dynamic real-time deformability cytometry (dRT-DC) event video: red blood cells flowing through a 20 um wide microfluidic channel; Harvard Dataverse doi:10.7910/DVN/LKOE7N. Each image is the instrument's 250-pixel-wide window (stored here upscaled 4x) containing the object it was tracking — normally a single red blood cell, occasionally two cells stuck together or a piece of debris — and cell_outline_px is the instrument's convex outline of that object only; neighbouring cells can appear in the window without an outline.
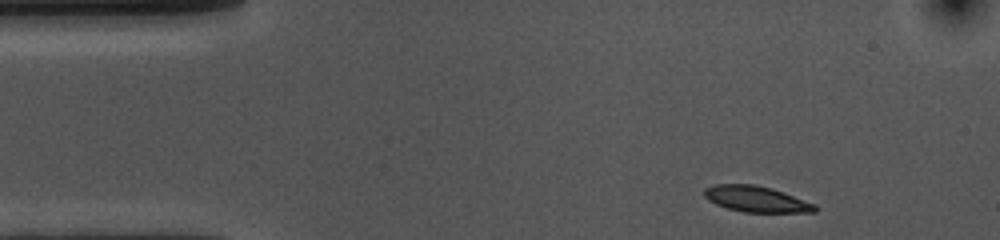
{"species": "common noctule bat (a hibernating species)", "species_latin": "Nyctalus noctula", "temperature_condition": "cold", "stored_images_in_passage": 49, "camera_frame_rate_fps": 3000, "um_per_image_px": 0.085, "animal": {"sex": "female", "body_mass_g": 10.0, "forearm_length_mm": 53.1}, "frame": {"image": 1, "passage_image": 1, "time_ms": 0.0, "image_size_px": [1000, 240], "cell_outline_px": [[820, 208], [816, 212], [744, 212], [728, 208], [716, 204], [708, 200], [704, 196], [704, 188], [716, 184], [752, 184], [772, 188], [784, 192], [816, 204]], "centroid_in_image_um": [64.31, 16.92], "position_along_channel_um": 20.7, "area_um2": 16.82}}
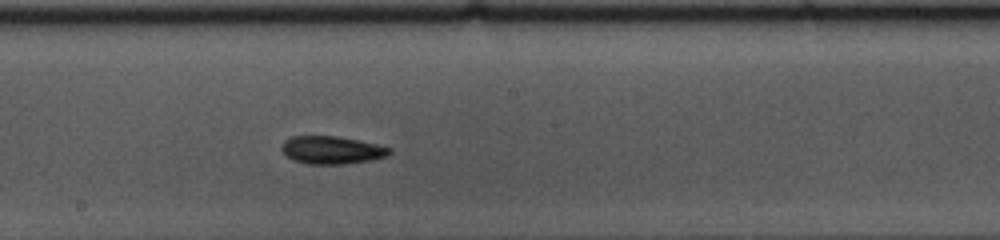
{"frame": {"image": 2, "passage_image": 23, "time_ms": 7.333, "image_size_px": [1000, 240], "cell_outline_px": [[392, 152], [388, 156], [372, 160], [344, 164], [308, 164], [292, 160], [280, 148], [284, 140], [292, 136], [336, 136], [376, 144], [392, 148]], "centroid_in_image_um": [28.21, 12.76], "position_along_channel_um": 220.0, "area_um2": 17.51}}
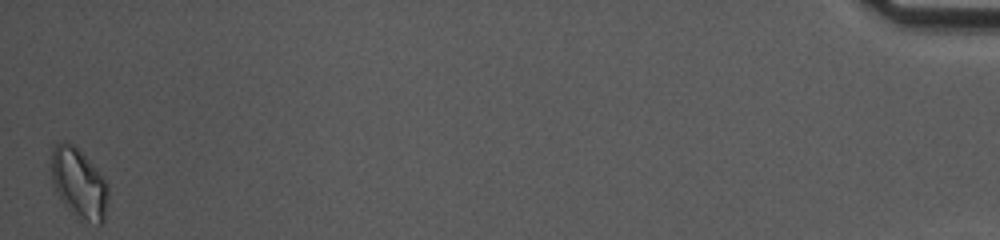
{"frame": {"image": 3, "passage_image": 49, "time_ms": 16.0, "image_size_px": [1000, 240], "cell_outline_px": [[108, 196], [104, 220], [100, 224], [96, 224], [80, 220], [64, 204], [52, 180], [48, 168], [52, 148], [60, 140], [68, 140], [104, 176], [108, 184]], "centroid_in_image_um": [6.68, 15.55], "position_along_channel_um": 428.5, "area_um2": 23.47}, "authors_computed_cell_mechanics": {"area_um2": 17.3978, "velocity_mm_per_s": 3.5628, "shape_relaxation_time_tau1_ms": 4.3076, "shape_relaxation_time_tau2_ms": null, "deformation_change_tau1": 0.1057, "deformation_change_tau2": null}}